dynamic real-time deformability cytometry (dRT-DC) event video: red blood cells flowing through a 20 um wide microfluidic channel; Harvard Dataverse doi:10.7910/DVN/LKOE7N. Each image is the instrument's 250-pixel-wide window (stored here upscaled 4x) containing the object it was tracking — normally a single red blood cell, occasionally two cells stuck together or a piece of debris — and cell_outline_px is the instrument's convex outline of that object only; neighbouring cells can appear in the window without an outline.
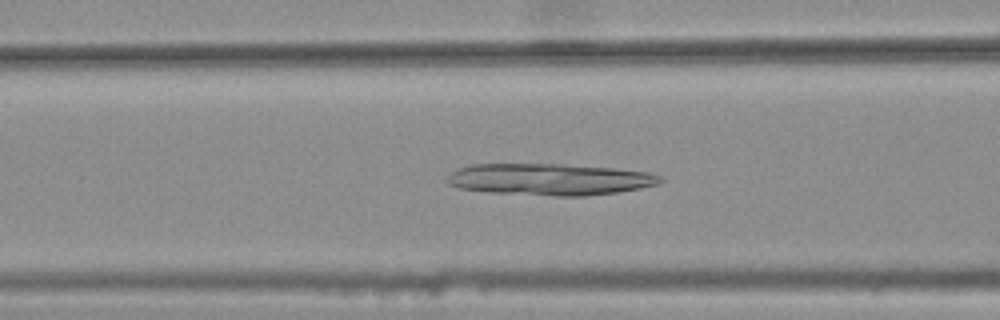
{"species": "common noctule bat (a hibernating species)", "species_latin": "Nyctalus noctula", "temperature_condition": "warm", "stored_images_in_passage": 43, "camera_frame_rate_fps": 3000, "um_per_image_px": 0.085, "animal": {"sex": "female", "body_mass_g": 25.1}, "frame": {"image": 1, "passage_image": 19, "time_ms": 6.0, "image_size_px": [1000, 320], "cell_outline_px": [[664, 180], [656, 184], [640, 188], [616, 192], [584, 196], [556, 196], [488, 192], [456, 188], [448, 184], [444, 180], [452, 172], [460, 168], [472, 164], [560, 164], [612, 168], [648, 172], [664, 176]], "centroid_in_image_um": [46.69, 15.25], "position_along_channel_um": 119.9, "area_um2": 39.36}}
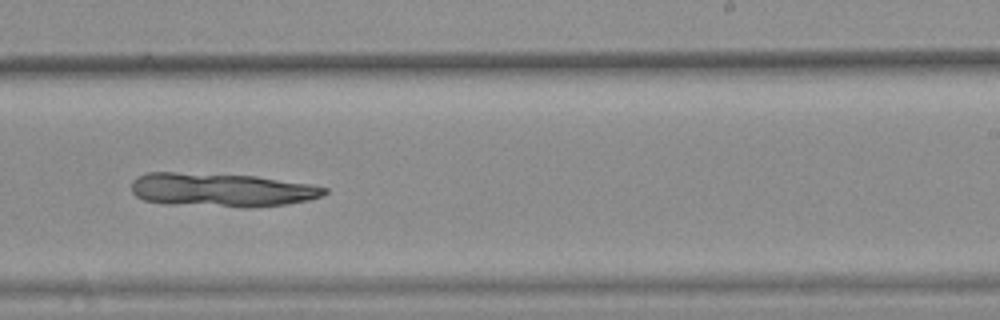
{"frame": {"image": 2, "passage_image": 31, "time_ms": 10.0, "image_size_px": [1000, 320], "cell_outline_px": [[328, 192], [320, 196], [308, 200], [288, 204], [248, 208], [240, 208], [164, 204], [144, 200], [136, 196], [132, 192], [132, 180], [136, 176], [144, 172], [176, 172], [256, 176], [312, 184], [328, 188]], "centroid_in_image_um": [18.8, 16.15], "position_along_channel_um": 270.2, "area_um2": 38.61}}
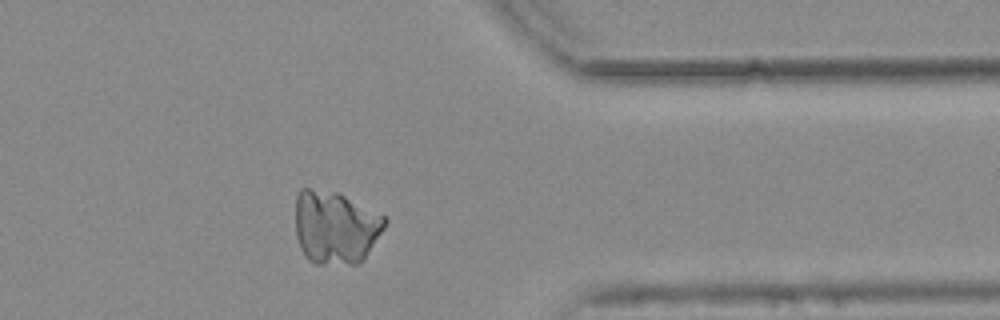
{"frame": {"image": 3, "passage_image": 41, "time_ms": 13.333, "image_size_px": [1000, 320], "cell_outline_px": [[388, 220], [384, 228], [364, 260], [356, 264], [316, 264], [308, 260], [300, 248], [296, 236], [296, 196], [300, 188], [308, 188], [340, 192], [388, 216]], "centroid_in_image_um": [28.54, 19.3], "position_along_channel_um": 382.9, "area_um2": 38.9}}